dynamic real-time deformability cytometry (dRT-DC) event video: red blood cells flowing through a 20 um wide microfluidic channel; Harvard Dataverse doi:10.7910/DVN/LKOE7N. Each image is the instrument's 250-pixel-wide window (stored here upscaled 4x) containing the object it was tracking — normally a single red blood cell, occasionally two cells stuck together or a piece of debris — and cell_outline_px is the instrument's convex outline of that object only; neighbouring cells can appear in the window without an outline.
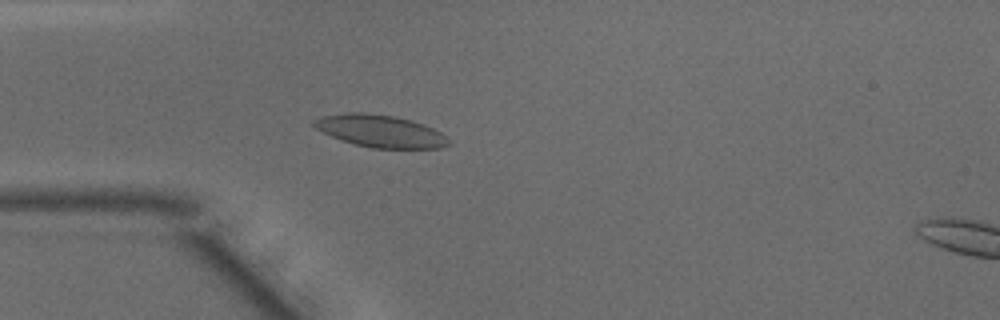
{"species": "common noctule bat (a hibernating species)", "species_latin": "Nyctalus noctula", "temperature_condition": "warm", "stored_images_in_passage": 34, "camera_frame_rate_fps": 3000, "um_per_image_px": 0.085, "animal": {"sex": "male", "body_mass_g": 15.6}, "frame": {"image": 1, "passage_image": 5, "time_ms": 1.333, "image_size_px": [1000, 320], "cell_outline_px": [[452, 144], [440, 148], [372, 148], [356, 144], [332, 136], [316, 128], [312, 124], [312, 120], [320, 116], [348, 112], [364, 112], [392, 116], [412, 120], [432, 128], [448, 136]], "centroid_in_image_um": [32.35, 11.13], "position_along_channel_um": 52.6, "area_um2": 25.26}}
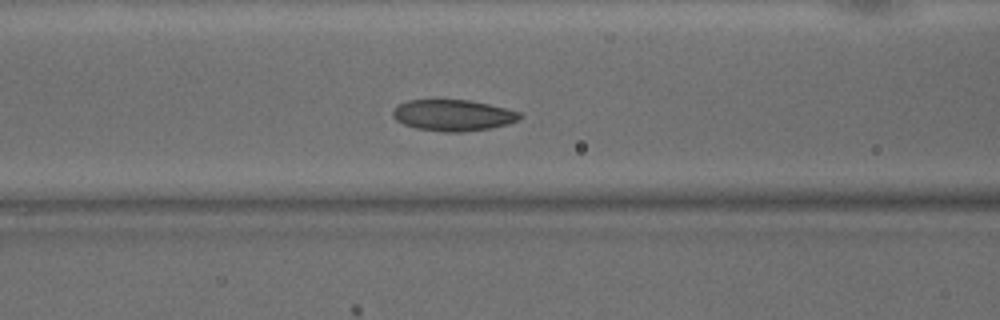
{"frame": {"image": 2, "passage_image": 11, "time_ms": 3.333, "image_size_px": [1000, 320], "cell_outline_px": [[524, 116], [508, 124], [488, 128], [460, 132], [444, 132], [416, 128], [404, 124], [396, 120], [392, 116], [392, 112], [400, 104], [408, 100], [468, 100], [488, 104], [520, 112]], "centroid_in_image_um": [38.5, 9.8], "position_along_channel_um": 128.1, "area_um2": 22.83}}
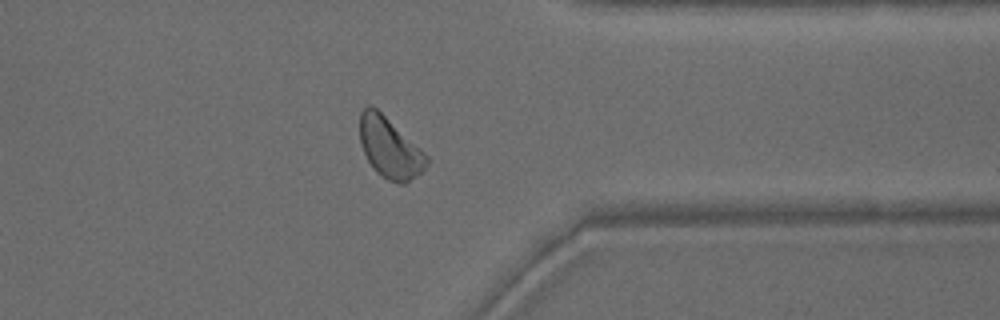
{"frame": {"image": 3, "passage_image": 30, "time_ms": 9.667, "image_size_px": [1000, 320], "cell_outline_px": [[428, 164], [420, 172], [404, 184], [400, 184], [388, 180], [380, 176], [372, 168], [360, 144], [360, 112], [368, 104], [372, 104], [428, 156]], "centroid_in_image_um": [33.09, 12.56], "position_along_channel_um": 378.3, "area_um2": 23.29}, "authors_computed_cell_mechanics": {"area_um2": 23.0333, "velocity_mm_per_s": 4.0845, "shape_relaxation_time_tau1_ms": null, "shape_relaxation_time_tau2_ms": 4.4126, "deformation_change_tau1": null, "deformation_change_tau2": 0.0946}}